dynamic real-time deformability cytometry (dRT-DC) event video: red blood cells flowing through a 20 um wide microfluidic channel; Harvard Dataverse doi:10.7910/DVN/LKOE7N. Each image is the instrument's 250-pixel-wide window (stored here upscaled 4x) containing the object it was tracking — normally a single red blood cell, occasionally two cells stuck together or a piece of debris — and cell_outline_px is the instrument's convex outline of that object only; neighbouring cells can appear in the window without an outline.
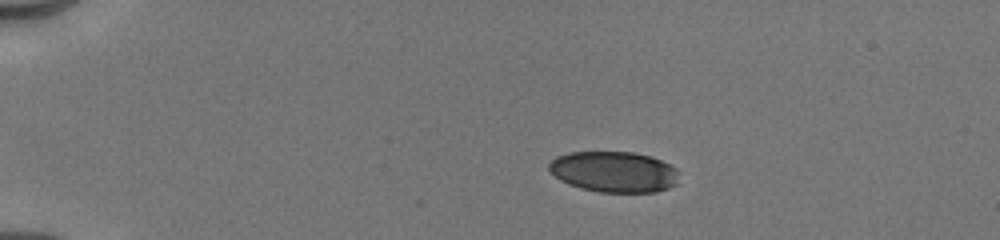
{"species": "human", "species_latin": "Homo sapiens", "temperature_condition": "cold", "stored_images_in_passage": 33, "camera_frame_rate_fps": 3000, "um_per_image_px": 0.085, "donor": {"sex": "male"}, "frame": {"image": 1, "passage_image": 3, "time_ms": 1.0, "image_size_px": [1000, 240], "cell_outline_px": [[676, 184], [668, 188], [656, 192], [600, 192], [580, 188], [568, 184], [560, 180], [548, 168], [548, 164], [556, 156], [568, 152], [632, 152], [648, 156], [660, 160], [676, 168]], "centroid_in_image_um": [52.15, 14.6], "position_along_channel_um": 32.9, "area_um2": 30.75}}
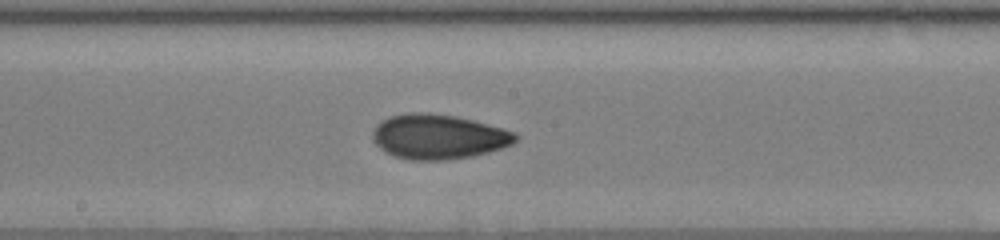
{"frame": {"image": 2, "passage_image": 15, "time_ms": 7.333, "image_size_px": [1000, 240], "cell_outline_px": [[520, 136], [512, 144], [488, 152], [472, 156], [444, 160], [412, 160], [396, 156], [384, 152], [372, 140], [372, 132], [376, 124], [380, 120], [388, 116], [408, 112], [428, 112], [456, 116], [504, 128], [516, 132]], "centroid_in_image_um": [37.24, 11.6], "position_along_channel_um": 211.0, "area_um2": 37.57}}
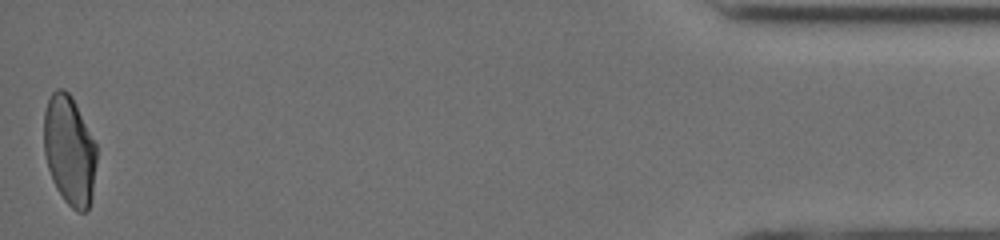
{"frame": {"image": 3, "passage_image": 32, "time_ms": 14.667, "image_size_px": [1000, 240], "cell_outline_px": [[96, 164], [92, 196], [88, 208], [84, 212], [76, 212], [64, 200], [56, 188], [52, 180], [48, 168], [44, 152], [44, 112], [48, 100], [52, 92], [56, 88], [64, 88], [72, 96], [96, 144]], "centroid_in_image_um": [5.89, 12.78], "position_along_channel_um": 429.3, "area_um2": 33.76}, "authors_computed_cell_mechanics": {"area_um2": 34.5066, "velocity_mm_per_s": 4.0276, "shape_relaxation_time_tau1_ms": 8.8108, "shape_relaxation_time_tau2_ms": 1.9297, "deformation_change_tau1": 0.2097, "deformation_change_tau2": 0.0662}}